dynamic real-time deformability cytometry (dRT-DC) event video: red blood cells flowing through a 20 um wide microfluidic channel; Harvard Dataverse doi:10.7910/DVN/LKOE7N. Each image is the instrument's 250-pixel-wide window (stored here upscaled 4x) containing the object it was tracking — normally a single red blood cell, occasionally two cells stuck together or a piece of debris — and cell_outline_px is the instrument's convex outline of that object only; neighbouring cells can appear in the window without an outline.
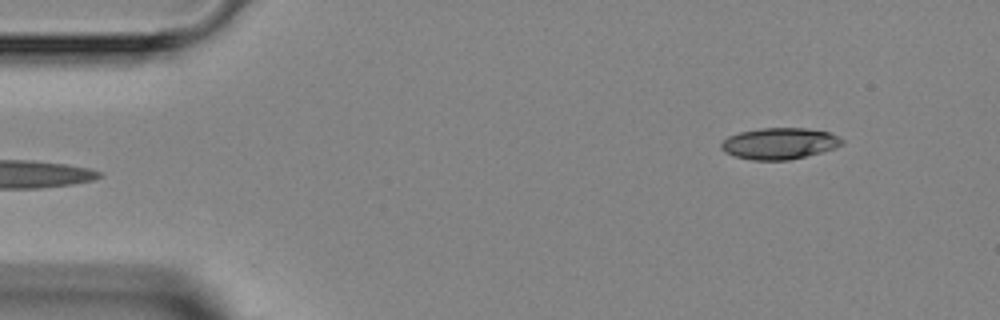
{"species": "Egyptian fruit bat (a non-hibernating species)", "species_latin": "Rousettus aegyptiacus", "temperature_condition": "room temperature", "stored_images_in_passage": 5, "camera_frame_rate_fps": 3000, "um_per_image_px": 0.085, "animal": {"sex": "female"}, "frame": {"image": 1, "passage_image": 5, "time_ms": 4.333, "image_size_px": [1000, 320], "cell_outline_px": [[844, 144], [836, 148], [788, 160], [752, 160], [736, 156], [724, 152], [720, 148], [720, 144], [728, 136], [740, 132], [760, 128], [804, 128], [828, 132], [844, 140]], "centroid_in_image_um": [66.24, 12.19], "position_along_channel_um": 18.8, "area_um2": 21.96}}